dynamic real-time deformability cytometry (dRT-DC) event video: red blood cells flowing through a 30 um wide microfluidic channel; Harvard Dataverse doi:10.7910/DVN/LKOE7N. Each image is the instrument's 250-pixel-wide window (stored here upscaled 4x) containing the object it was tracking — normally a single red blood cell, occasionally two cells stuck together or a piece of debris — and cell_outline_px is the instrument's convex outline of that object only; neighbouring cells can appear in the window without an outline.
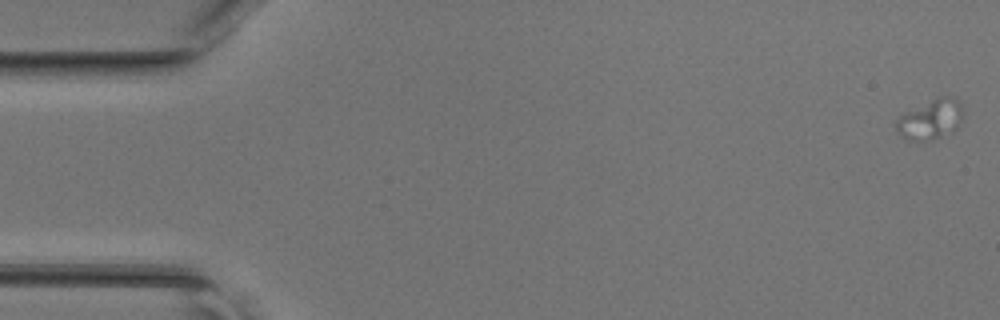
{"species": "common noctule bat (a hibernating species)", "species_latin": "Nyctalus noctula", "temperature_condition": "room temperature", "stored_images_in_passage": 6, "camera_frame_rate_fps": 3000, "um_per_image_px": 0.085, "animal": {"sex": "female", "body_mass_g": 17.0, "forearm_length_mm": 48.0}, "frame": {"image": 1, "passage_image": 1, "time_ms": 0.0, "image_size_px": [1000, 320], "cell_outline_px": [[960, 116], [956, 128], [940, 136], [928, 140], [908, 140], [896, 128], [896, 120], [900, 116], [940, 96], [956, 96], [960, 104]], "centroid_in_image_um": [79.09, 10.13], "position_along_channel_um": 5.9, "area_um2": 14.57}}